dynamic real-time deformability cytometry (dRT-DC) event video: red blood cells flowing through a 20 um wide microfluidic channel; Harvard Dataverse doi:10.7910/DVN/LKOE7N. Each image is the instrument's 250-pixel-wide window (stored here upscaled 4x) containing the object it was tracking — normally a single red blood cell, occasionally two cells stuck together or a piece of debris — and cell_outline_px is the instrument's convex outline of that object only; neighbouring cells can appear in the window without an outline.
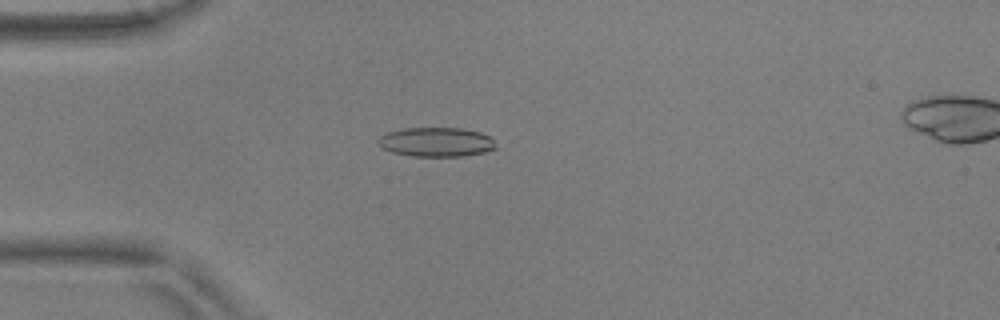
{"species": "common noctule bat (a hibernating species)", "species_latin": "Nyctalus noctula", "temperature_condition": "warm", "stored_images_in_passage": 45, "camera_frame_rate_fps": 3000, "um_per_image_px": 0.085, "animal": {"sex": "male", "body_mass_g": 17.9, "forearm_length_mm": 54.2}, "frame": {"image": 1, "passage_image": 5, "time_ms": 1.333, "image_size_px": [1000, 320], "cell_outline_px": [[496, 148], [484, 152], [464, 156], [412, 156], [392, 152], [384, 148], [376, 140], [380, 136], [388, 132], [404, 128], [460, 128], [480, 132], [492, 136]], "centroid_in_image_um": [37.1, 12.07], "position_along_channel_um": 47.9, "area_um2": 20.06}}
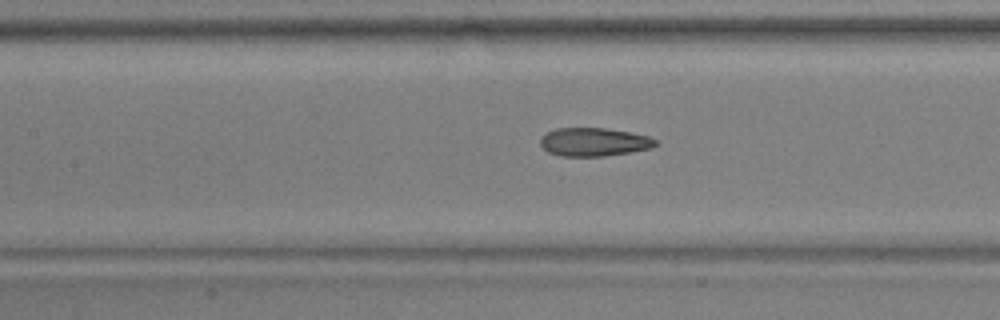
{"frame": {"image": 2, "passage_image": 15, "time_ms": 4.667, "image_size_px": [1000, 320], "cell_outline_px": [[656, 144], [652, 148], [632, 152], [604, 156], [560, 156], [548, 152], [540, 144], [540, 140], [548, 132], [556, 128], [604, 128], [628, 132], [648, 136], [656, 140]], "centroid_in_image_um": [50.49, 12.08], "position_along_channel_um": 156.9, "area_um2": 18.9}}
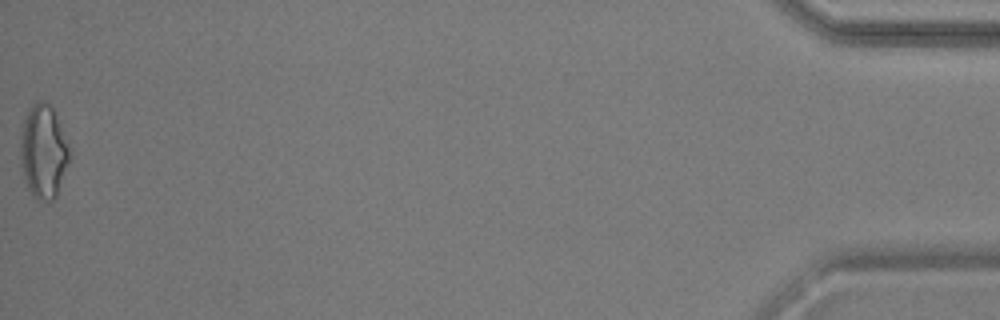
{"frame": {"image": 3, "passage_image": 45, "time_ms": 14.667, "image_size_px": [1000, 320], "cell_outline_px": [[68, 160], [56, 196], [52, 200], [36, 200], [28, 188], [24, 176], [20, 156], [20, 136], [24, 120], [28, 108], [36, 100], [44, 100], [52, 108], [56, 116], [68, 148]], "centroid_in_image_um": [3.64, 12.85], "position_along_channel_um": 431.6, "area_um2": 26.07}, "authors_computed_cell_mechanics": {"area_um2": 19.8254, "velocity_mm_per_s": 3.6878, "shape_relaxation_time_tau1_ms": null, "shape_relaxation_time_tau2_ms": 1.6195, "deformation_change_tau1": null, "deformation_change_tau2": 0.0943}}